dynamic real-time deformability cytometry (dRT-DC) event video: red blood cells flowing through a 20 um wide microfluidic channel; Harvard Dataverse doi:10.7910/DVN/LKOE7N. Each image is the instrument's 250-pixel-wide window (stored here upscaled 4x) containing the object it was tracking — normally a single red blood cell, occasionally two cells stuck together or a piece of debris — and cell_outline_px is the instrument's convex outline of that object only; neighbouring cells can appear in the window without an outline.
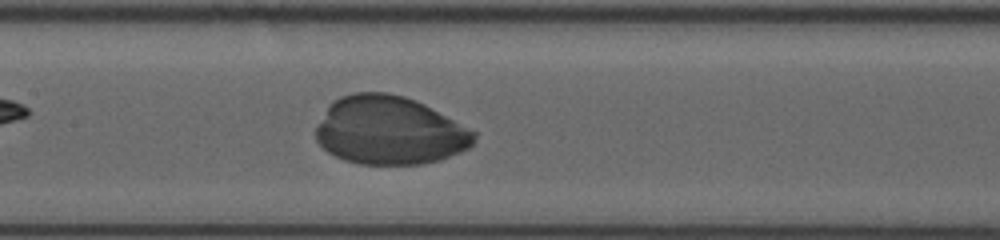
{"species": "human", "species_latin": "Homo sapiens", "temperature_condition": "room temperature", "stored_images_in_passage": 27, "camera_frame_rate_fps": 3000, "um_per_image_px": 0.085, "donor": {"sex": "female"}, "frame": {"image": 1, "passage_image": 15, "time_ms": 4.667, "image_size_px": [1000, 240], "cell_outline_px": [[476, 136], [472, 144], [468, 148], [460, 152], [440, 160], [424, 164], [356, 164], [344, 160], [328, 152], [316, 140], [316, 124], [328, 104], [332, 100], [340, 96], [352, 92], [388, 92], [404, 96], [416, 100], [424, 104], [476, 132]], "centroid_in_image_um": [33.07, 11.08], "position_along_channel_um": 174.3, "area_um2": 63.35}}
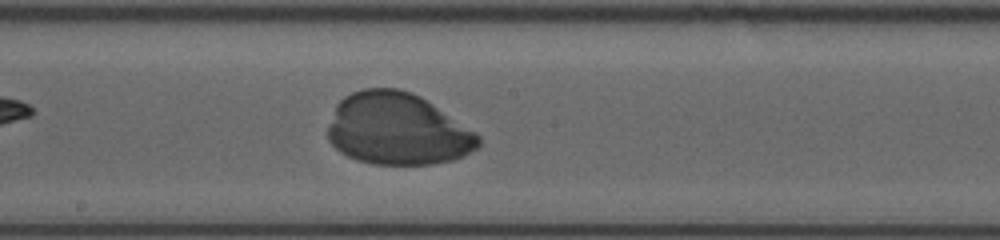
{"frame": {"image": 2, "passage_image": 18, "time_ms": 5.667, "image_size_px": [1000, 240], "cell_outline_px": [[480, 144], [476, 148], [464, 156], [452, 160], [432, 164], [372, 164], [356, 160], [340, 152], [328, 140], [328, 128], [336, 104], [344, 96], [352, 92], [364, 88], [400, 88], [412, 92], [420, 96], [476, 132], [480, 136]], "centroid_in_image_um": [33.78, 10.97], "position_along_channel_um": 214.4, "area_um2": 63.18}}